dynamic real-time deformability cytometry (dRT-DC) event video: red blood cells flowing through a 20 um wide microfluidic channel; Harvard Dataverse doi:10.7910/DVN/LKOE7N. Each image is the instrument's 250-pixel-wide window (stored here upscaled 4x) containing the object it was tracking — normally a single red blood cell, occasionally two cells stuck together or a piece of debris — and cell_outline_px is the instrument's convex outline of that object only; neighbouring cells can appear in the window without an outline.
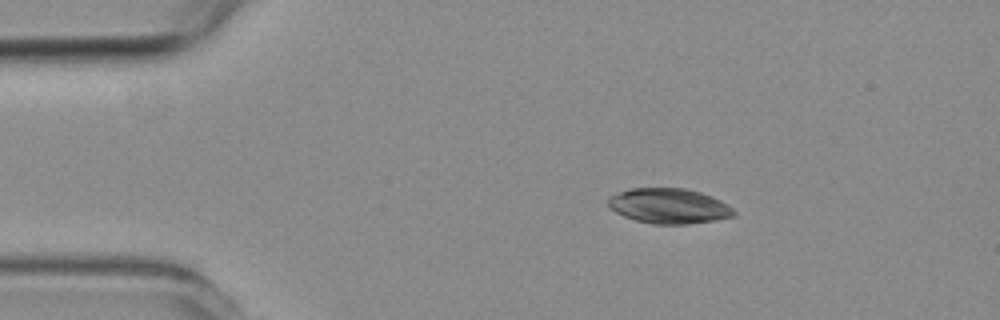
{"species": "common noctule bat (a hibernating species)", "species_latin": "Nyctalus noctula", "temperature_condition": "room temperature", "stored_images_in_passage": 4, "camera_frame_rate_fps": 3000, "um_per_image_px": 0.085, "animal": {"sex": "female", "body_mass_g": 19.3, "forearm_length_mm": 54.1}, "frame": {"image": 1, "passage_image": 1, "time_ms": 0.0, "image_size_px": [1000, 320], "cell_outline_px": [[736, 216], [688, 224], [652, 224], [636, 220], [624, 216], [616, 212], [608, 204], [608, 196], [632, 188], [684, 188], [700, 192], [712, 196], [728, 204], [736, 212]], "centroid_in_image_um": [56.88, 17.5], "position_along_channel_um": 28.1, "area_um2": 25.66}}
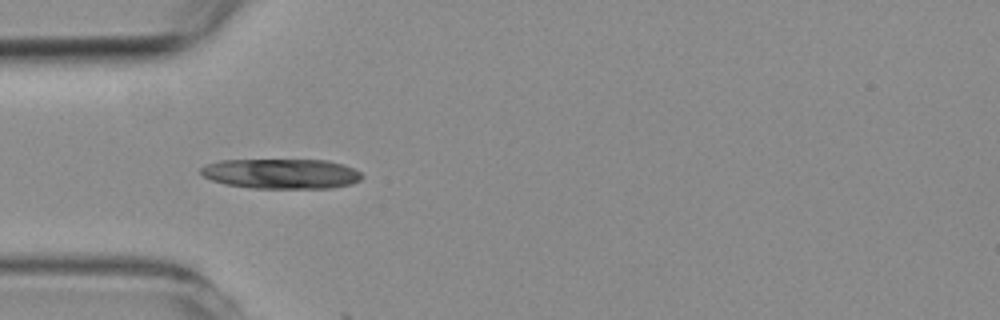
{"frame": {"image": 2, "passage_image": 3, "time_ms": 2.333, "image_size_px": [1000, 320], "cell_outline_px": [[364, 176], [360, 180], [352, 184], [332, 188], [252, 188], [224, 184], [212, 180], [204, 176], [200, 172], [200, 168], [204, 164], [220, 160], [328, 160], [344, 164], [360, 172]], "centroid_in_image_um": [23.91, 14.76], "position_along_channel_um": 61.1, "area_um2": 28.38}}
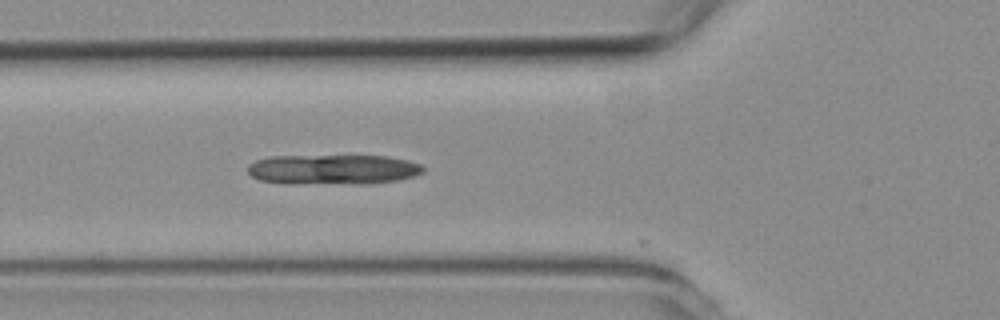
{"frame": {"image": 3, "passage_image": 4, "time_ms": 3.333, "image_size_px": [1000, 320], "cell_outline_px": [[424, 172], [416, 176], [400, 180], [368, 184], [284, 184], [260, 180], [252, 176], [248, 172], [248, 164], [256, 160], [272, 156], [388, 156], [408, 160], [420, 164], [424, 168]], "centroid_in_image_um": [28.33, 14.42], "position_along_channel_um": 97.5, "area_um2": 31.21}}